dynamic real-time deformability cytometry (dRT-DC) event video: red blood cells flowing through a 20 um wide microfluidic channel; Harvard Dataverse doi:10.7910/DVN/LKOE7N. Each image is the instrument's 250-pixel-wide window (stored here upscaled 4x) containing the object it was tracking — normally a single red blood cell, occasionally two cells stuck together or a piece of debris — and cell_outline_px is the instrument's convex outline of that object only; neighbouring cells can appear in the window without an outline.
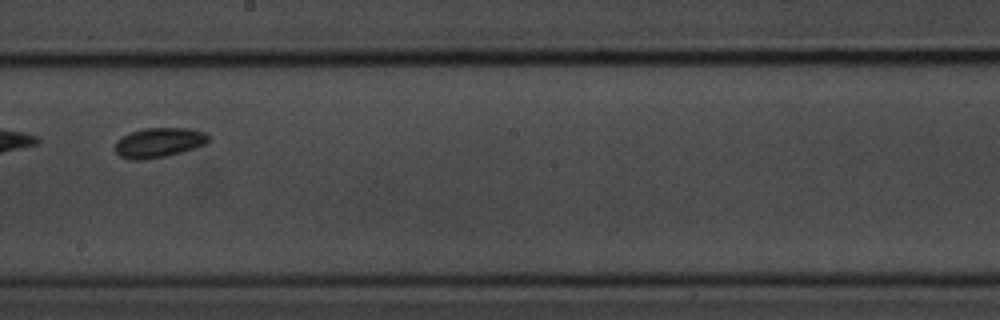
{"species": "common noctule bat (a hibernating species)", "species_latin": "Nyctalus noctula", "temperature_condition": "room temperature", "stored_images_in_passage": 34, "segment_of_instrument_passage": [2, 2], "camera_frame_rate_fps": 3000, "um_per_image_px": 0.085, "animal": {"sex": "male", "body_mass_g": 20.1, "forearm_length_mm": 53.5}, "frame": {"image": 1, "passage_image": 18, "time_ms": 5.667, "image_size_px": [1000, 320], "cell_outline_px": [[212, 136], [208, 144], [180, 152], [164, 156], [144, 160], [128, 160], [120, 156], [116, 152], [116, 140], [132, 132], [144, 128], [188, 128], [204, 132]], "centroid_in_image_um": [13.55, 12.12], "position_along_channel_um": 234.7, "area_um2": 16.24}}
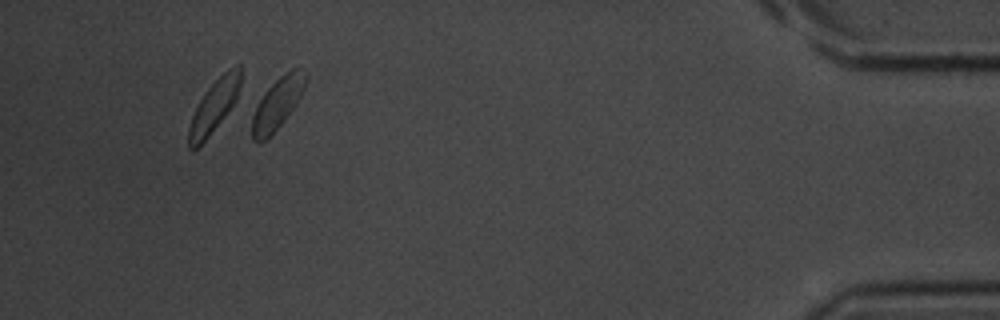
{"frame": {"image": 2, "passage_image": 32, "time_ms": 10.333, "image_size_px": [1000, 320], "cell_outline_px": [[304, 88], [300, 96], [284, 120], [264, 140], [256, 144], [252, 140], [252, 116], [256, 104], [264, 92], [280, 76], [292, 68], [296, 68], [304, 76]], "centroid_in_image_um": [23.49, 8.84], "position_along_channel_um": 411.7, "area_um2": 15.32}}